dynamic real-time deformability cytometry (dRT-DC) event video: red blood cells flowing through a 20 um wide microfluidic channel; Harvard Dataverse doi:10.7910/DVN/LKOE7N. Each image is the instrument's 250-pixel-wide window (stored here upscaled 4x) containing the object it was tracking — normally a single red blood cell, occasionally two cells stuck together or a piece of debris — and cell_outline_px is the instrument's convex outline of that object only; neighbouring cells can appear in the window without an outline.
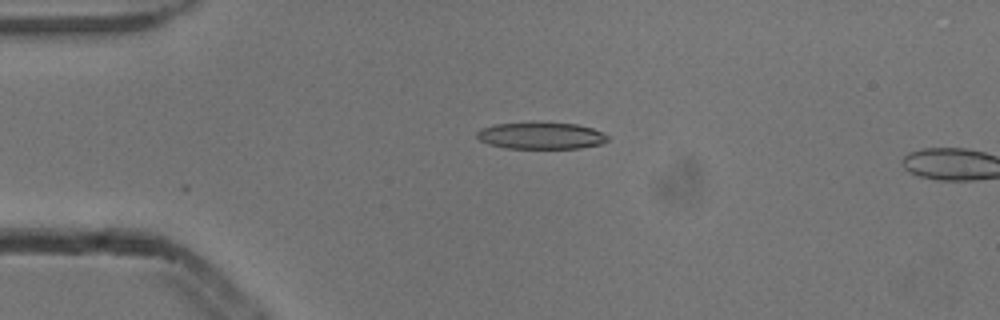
{"species": "common noctule bat (a hibernating species)", "species_latin": "Nyctalus noctula", "temperature_condition": "cold", "stored_images_in_passage": 5, "camera_frame_rate_fps": 3000, "um_per_image_px": 0.085, "animal": {"sex": "male", "body_mass_g": 13.3}, "frame": {"image": 1, "passage_image": 4, "time_ms": 1.0, "image_size_px": [1000, 320], "cell_outline_px": [[608, 140], [600, 144], [580, 148], [504, 148], [488, 144], [480, 140], [476, 136], [476, 132], [480, 128], [496, 124], [576, 124], [592, 128], [608, 136]], "centroid_in_image_um": [45.95, 11.56], "position_along_channel_um": 39.0, "area_um2": 19.83}}